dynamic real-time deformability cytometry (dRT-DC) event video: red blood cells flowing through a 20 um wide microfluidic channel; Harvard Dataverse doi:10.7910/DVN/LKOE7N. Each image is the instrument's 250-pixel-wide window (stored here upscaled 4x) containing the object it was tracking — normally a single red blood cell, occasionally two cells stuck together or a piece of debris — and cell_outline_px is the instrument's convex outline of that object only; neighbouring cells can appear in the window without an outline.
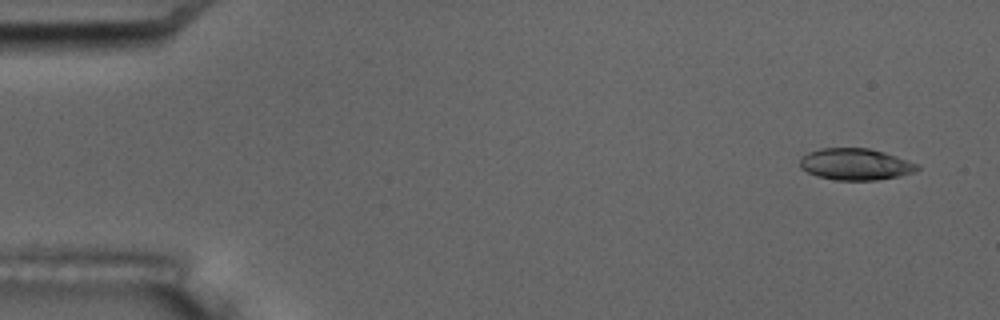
{"species": "common noctule bat (a hibernating species)", "species_latin": "Nyctalus noctula", "temperature_condition": "room temperature", "stored_images_in_passage": 5, "camera_frame_rate_fps": 3000, "um_per_image_px": 0.085, "animal": {"sex": "male", "body_mass_g": 17.5, "forearm_length_mm": 52.3}, "frame": {"image": 1, "passage_image": 1, "time_ms": 0.0, "image_size_px": [1000, 320], "cell_outline_px": [[920, 168], [912, 172], [896, 176], [876, 180], [836, 180], [816, 176], [800, 168], [800, 156], [808, 152], [820, 148], [868, 148], [884, 152], [920, 164]], "centroid_in_image_um": [72.68, 13.95], "position_along_channel_um": 12.3, "area_um2": 21.62}}
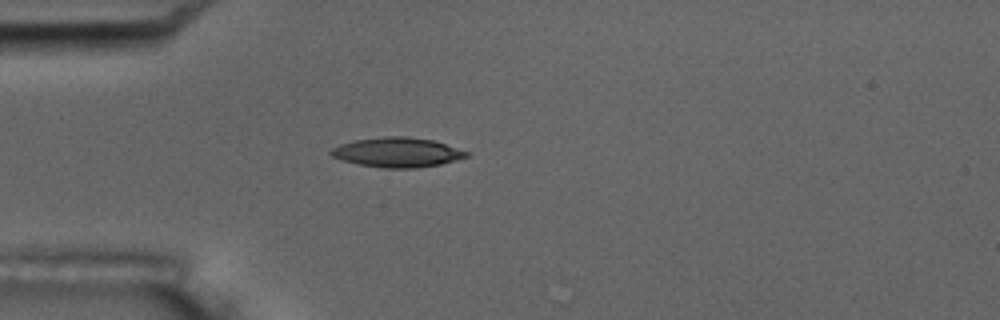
{"frame": {"image": 2, "passage_image": 5, "time_ms": 4.333, "image_size_px": [1000, 320], "cell_outline_px": [[472, 156], [440, 164], [416, 168], [384, 168], [360, 164], [344, 160], [332, 156], [328, 152], [332, 148], [340, 144], [356, 140], [388, 136], [408, 136], [432, 140], [472, 152]], "centroid_in_image_um": [33.84, 12.95], "position_along_channel_um": 51.2, "area_um2": 23.41}}